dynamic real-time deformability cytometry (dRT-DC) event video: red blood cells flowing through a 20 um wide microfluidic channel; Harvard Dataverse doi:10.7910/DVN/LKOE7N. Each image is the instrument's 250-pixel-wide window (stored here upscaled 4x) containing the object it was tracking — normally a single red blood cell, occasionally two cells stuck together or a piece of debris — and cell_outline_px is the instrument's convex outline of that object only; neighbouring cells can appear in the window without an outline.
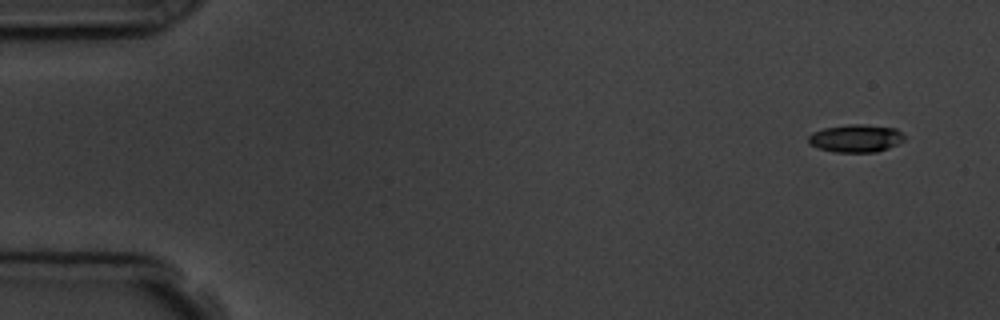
{"species": "common noctule bat (a hibernating species)", "species_latin": "Nyctalus noctula", "temperature_condition": "room temperature", "stored_images_in_passage": 5, "camera_frame_rate_fps": 3000, "um_per_image_px": 0.085, "animal": {"sex": "male", "body_mass_g": 19.5, "forearm_length_mm": 54.6}, "frame": {"image": 1, "passage_image": 1, "time_ms": 0.0, "image_size_px": [1000, 320], "cell_outline_px": [[904, 140], [888, 148], [876, 152], [836, 152], [820, 148], [808, 144], [808, 136], [812, 132], [824, 128], [848, 124], [864, 124], [896, 128], [904, 136]], "centroid_in_image_um": [72.73, 11.75], "position_along_channel_um": 12.3, "area_um2": 15.49}}
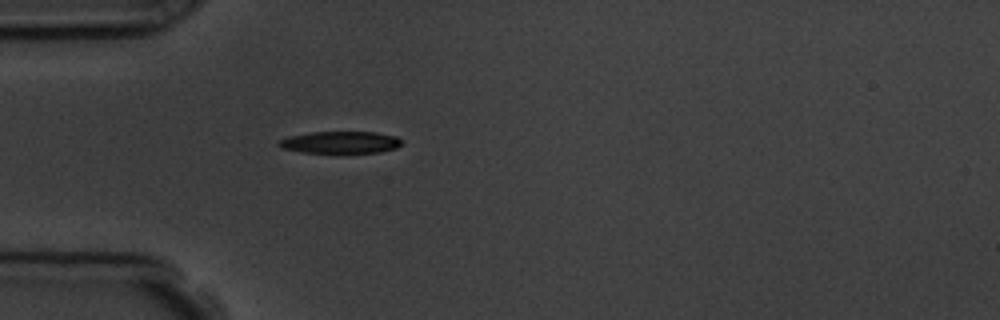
{"frame": {"image": 2, "passage_image": 5, "time_ms": 4.333, "image_size_px": [1000, 320], "cell_outline_px": [[400, 144], [396, 148], [380, 152], [304, 152], [280, 148], [276, 144], [280, 140], [288, 136], [312, 132], [376, 132], [396, 136], [400, 140]], "centroid_in_image_um": [28.9, 12.09], "position_along_channel_um": 56.1, "area_um2": 15.55}}